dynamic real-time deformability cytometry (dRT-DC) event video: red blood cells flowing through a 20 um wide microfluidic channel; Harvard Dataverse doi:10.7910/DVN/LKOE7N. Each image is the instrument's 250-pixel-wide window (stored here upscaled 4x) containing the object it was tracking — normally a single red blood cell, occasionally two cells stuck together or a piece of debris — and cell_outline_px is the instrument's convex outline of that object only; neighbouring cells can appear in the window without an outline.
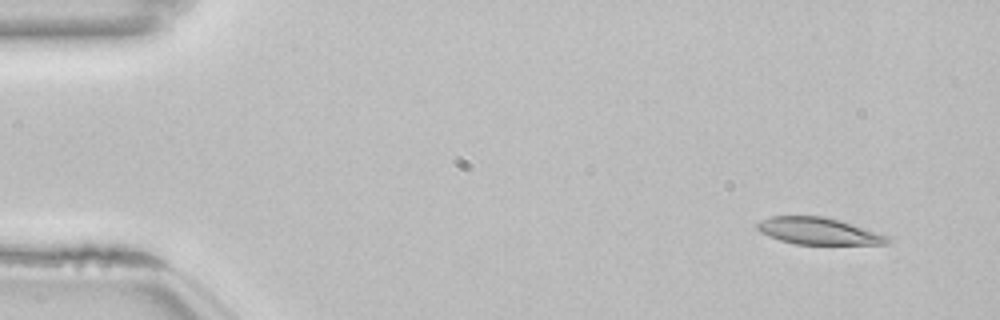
{"species": "common noctule bat (a hibernating species)", "species_latin": "Nyctalus noctula", "temperature_condition": "room temperature", "stored_images_in_passage": 50, "camera_frame_rate_fps": 3000, "um_per_image_px": 0.085, "animal": {"sex": "female", "body_mass_g": 22.7, "forearm_length_mm": 54.2}, "frame": {"image": 1, "passage_image": 1, "time_ms": 0.0, "image_size_px": [1000, 320], "cell_outline_px": [[892, 240], [888, 244], [796, 244], [780, 240], [768, 236], [760, 232], [756, 228], [756, 224], [760, 220], [772, 216], [824, 216], [840, 220], [888, 236]], "centroid_in_image_um": [69.55, 19.64], "position_along_channel_um": 15.5, "area_um2": 20.35}}
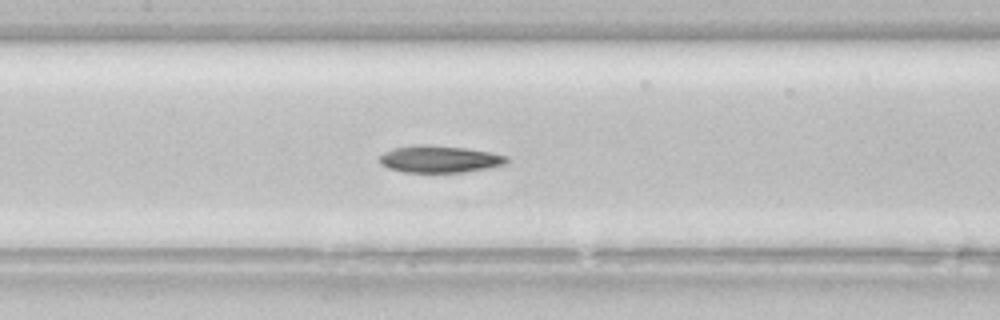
{"frame": {"image": 2, "passage_image": 22, "time_ms": 7.0, "image_size_px": [1000, 320], "cell_outline_px": [[508, 160], [504, 164], [488, 168], [460, 172], [404, 172], [388, 168], [380, 164], [380, 156], [384, 152], [396, 148], [416, 144], [420, 144], [468, 148], [508, 156]], "centroid_in_image_um": [37.34, 13.52], "position_along_channel_um": 170.1, "area_um2": 19.83}}
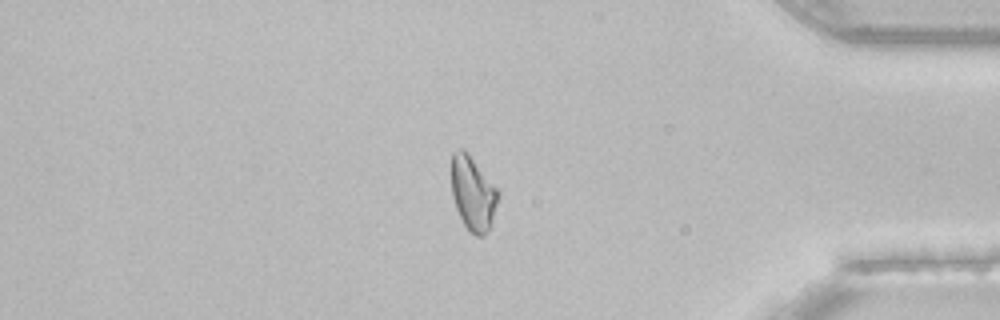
{"frame": {"image": 3, "passage_image": 42, "time_ms": 13.667, "image_size_px": [1000, 320], "cell_outline_px": [[500, 196], [492, 224], [484, 236], [476, 236], [468, 232], [456, 208], [452, 196], [452, 152], [456, 148], [464, 148], [468, 152], [500, 192]], "centroid_in_image_um": [40.22, 16.44], "position_along_channel_um": 395.0, "area_um2": 20.52}, "authors_computed_cell_mechanics": {"area_um2": 20.5768, "velocity_mm_per_s": 3.8356, "shape_relaxation_time_tau1_ms": null, "shape_relaxation_time_tau2_ms": 5.1029, "deformation_change_tau1": null, "deformation_change_tau2": 0.1189}}